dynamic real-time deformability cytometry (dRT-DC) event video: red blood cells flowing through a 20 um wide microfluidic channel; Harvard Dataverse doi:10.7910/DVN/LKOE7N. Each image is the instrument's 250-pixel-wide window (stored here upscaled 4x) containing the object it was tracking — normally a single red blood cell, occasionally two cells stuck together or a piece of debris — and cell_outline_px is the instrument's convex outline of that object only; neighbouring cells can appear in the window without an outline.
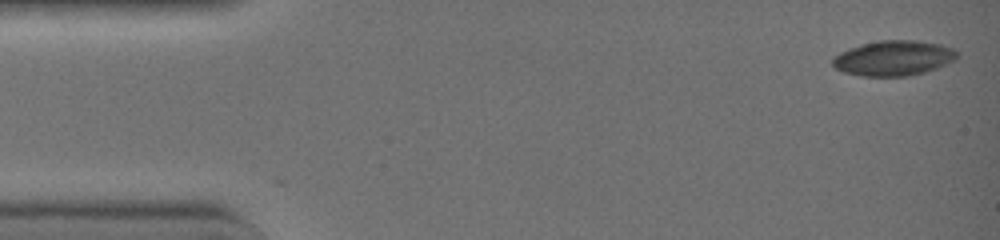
{"species": "common noctule bat (a hibernating species)", "species_latin": "Nyctalus noctula", "temperature_condition": "warm", "stored_images_in_passage": 42, "camera_frame_rate_fps": 3000, "um_per_image_px": 0.085, "animal": {"sex": "female", "body_mass_g": 19.0, "forearm_length_mm": 51.5}, "frame": {"image": 1, "passage_image": 1, "time_ms": 0.0, "image_size_px": [1000, 240], "cell_outline_px": [[956, 60], [936, 68], [924, 72], [908, 76], [860, 76], [844, 72], [836, 68], [832, 64], [832, 60], [840, 52], [860, 44], [880, 40], [916, 40], [940, 44], [952, 48], [956, 52]], "centroid_in_image_um": [75.94, 4.94], "position_along_channel_um": 9.1, "area_um2": 25.37}}
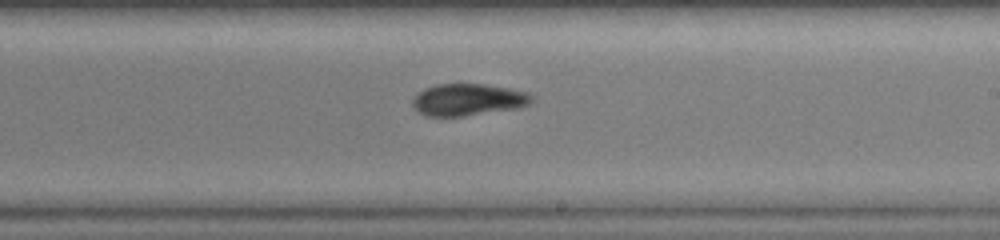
{"frame": {"image": 2, "passage_image": 25, "time_ms": 8.0, "image_size_px": [1000, 240], "cell_outline_px": [[536, 96], [528, 104], [520, 108], [464, 116], [424, 116], [412, 104], [412, 100], [424, 88], [436, 84], [484, 84], [508, 88], [528, 92]], "centroid_in_image_um": [39.83, 8.47], "position_along_channel_um": 249.2, "area_um2": 22.2}}
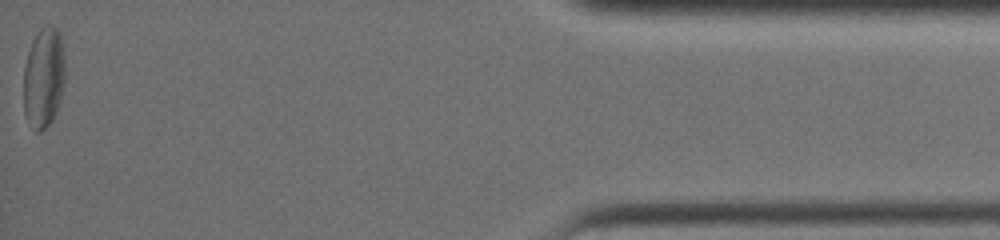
{"frame": {"image": 3, "passage_image": 42, "time_ms": 13.667, "image_size_px": [1000, 240], "cell_outline_px": [[64, 84], [60, 100], [56, 112], [52, 120], [40, 132], [36, 132], [24, 112], [24, 68], [28, 52], [32, 40], [36, 32], [44, 24], [48, 24], [56, 28], [60, 32], [64, 48]], "centroid_in_image_um": [3.73, 6.53], "position_along_channel_um": 431.5, "area_um2": 24.45}, "authors_computed_cell_mechanics": {"area_um2": 23.8714, "velocity_mm_per_s": 4.5371, "shape_relaxation_time_tau1_ms": 5.8771, "shape_relaxation_time_tau2_ms": 4.6322, "deformation_change_tau1": 0.1368, "deformation_change_tau2": 0.1327}}